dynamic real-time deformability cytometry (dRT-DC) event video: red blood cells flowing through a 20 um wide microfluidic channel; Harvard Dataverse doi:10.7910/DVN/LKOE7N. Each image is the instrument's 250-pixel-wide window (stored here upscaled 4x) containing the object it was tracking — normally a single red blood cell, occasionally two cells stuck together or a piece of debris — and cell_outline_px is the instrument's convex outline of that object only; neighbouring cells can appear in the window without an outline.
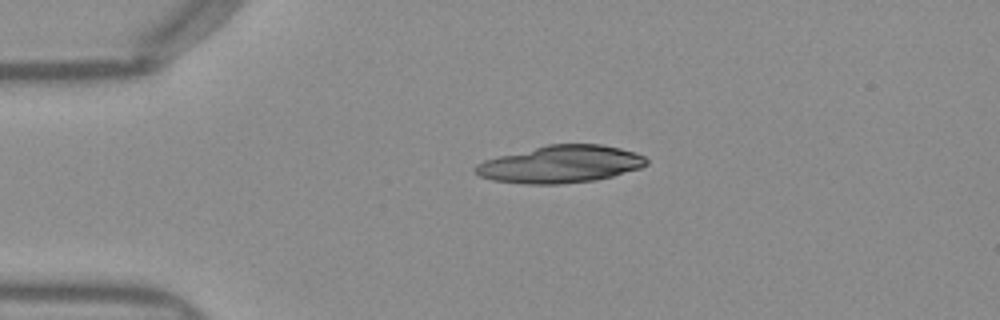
{"species": "Egyptian fruit bat (a non-hibernating species)", "species_latin": "Rousettus aegyptiacus", "temperature_condition": "warm", "stored_images_in_passage": 40, "camera_frame_rate_fps": 3000, "um_per_image_px": 0.085, "frame": {"image": 1, "passage_image": 1, "time_ms": 0.0, "image_size_px": [1000, 320], "cell_outline_px": [[648, 164], [640, 168], [612, 176], [596, 180], [560, 184], [524, 184], [492, 180], [480, 176], [472, 168], [476, 164], [484, 160], [548, 144], [600, 144], [620, 148], [636, 152], [644, 156], [648, 160]], "centroid_in_image_um": [47.66, 13.96], "position_along_channel_um": 37.3, "area_um2": 37.17}}